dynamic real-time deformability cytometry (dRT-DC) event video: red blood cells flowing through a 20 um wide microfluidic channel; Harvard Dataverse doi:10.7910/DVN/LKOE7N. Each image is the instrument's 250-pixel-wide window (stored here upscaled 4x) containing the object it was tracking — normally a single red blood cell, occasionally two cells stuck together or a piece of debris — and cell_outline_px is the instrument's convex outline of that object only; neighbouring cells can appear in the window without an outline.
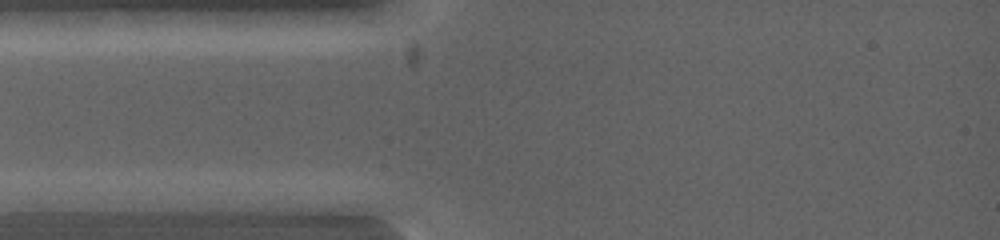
{"species": "common noctule bat (a hibernating species)", "species_latin": "Nyctalus noctula", "temperature_condition": "warm", "stored_images_in_passage": 4, "camera_frame_rate_fps": 5000, "um_per_image_px": 0.085, "animal": {"sex": "female", "body_mass_g": 19.0, "forearm_length_mm": 53.3}, "frame": {"image": 1, "passage_image": 1, "time_ms": 0.0, "image_size_px": [1000, 240], "cell_outline_px": [[140, 200], [76, 212], [16, 212], [16, 200], [52, 192], [96, 192]], "centroid_in_image_um": [5.83, 17.17], "position_along_channel_um": 79.2, "area_um2": 12.83}}